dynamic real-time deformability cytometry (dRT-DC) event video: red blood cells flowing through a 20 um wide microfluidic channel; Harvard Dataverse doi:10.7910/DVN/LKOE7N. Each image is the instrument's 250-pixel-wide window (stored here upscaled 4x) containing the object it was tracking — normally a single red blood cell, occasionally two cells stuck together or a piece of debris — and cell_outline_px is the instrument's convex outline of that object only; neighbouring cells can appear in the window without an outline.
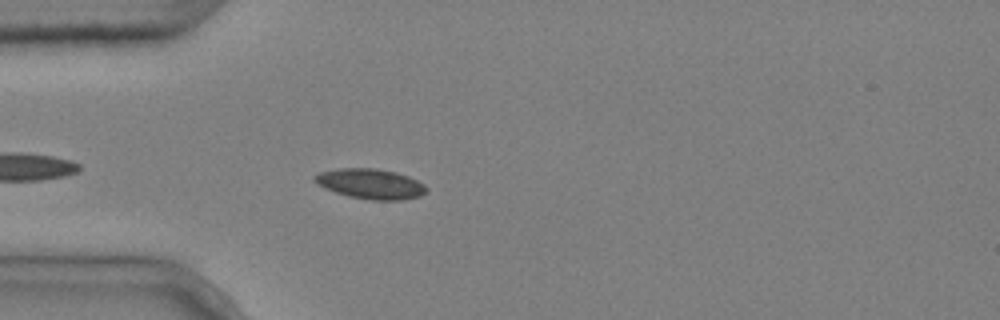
{"species": "common noctule bat (a hibernating species)", "species_latin": "Nyctalus noctula", "temperature_condition": "cold", "stored_images_in_passage": 4, "camera_frame_rate_fps": 3000, "um_per_image_px": 0.085, "animal": {"sex": "male", "body_mass_g": 20.4}, "frame": {"image": 1, "passage_image": 4, "time_ms": 1.0, "image_size_px": [1000, 320], "cell_outline_px": [[428, 192], [420, 196], [404, 200], [372, 200], [348, 196], [324, 188], [312, 180], [312, 176], [320, 172], [340, 168], [376, 168], [396, 172], [408, 176], [424, 184], [428, 188]], "centroid_in_image_um": [31.51, 15.63], "position_along_channel_um": 53.5, "area_um2": 19.77}}